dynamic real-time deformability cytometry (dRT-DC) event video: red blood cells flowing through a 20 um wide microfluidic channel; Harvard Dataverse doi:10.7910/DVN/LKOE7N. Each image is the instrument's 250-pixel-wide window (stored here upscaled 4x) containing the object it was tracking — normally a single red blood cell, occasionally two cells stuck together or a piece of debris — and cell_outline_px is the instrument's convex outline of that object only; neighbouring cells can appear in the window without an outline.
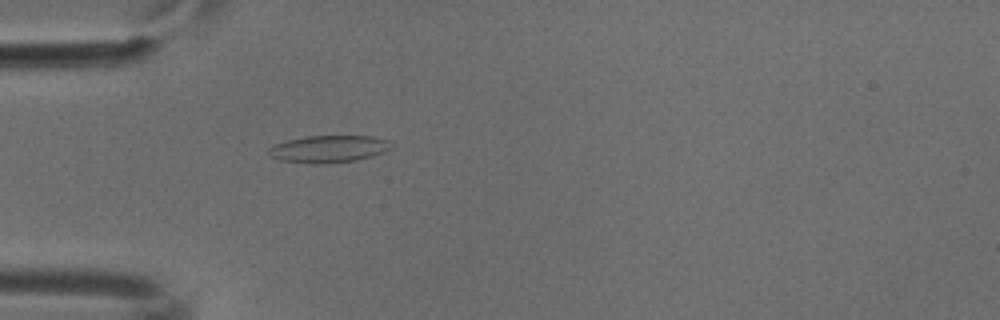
{"species": "common noctule bat (a hibernating species)", "species_latin": "Nyctalus noctula", "temperature_condition": "cold", "stored_images_in_passage": 53, "camera_frame_rate_fps": 3000, "um_per_image_px": 0.085, "animal": {"sex": "male", "body_mass_g": 18.8}, "frame": {"image": 1, "passage_image": 16, "time_ms": 5.0, "image_size_px": [1000, 320], "cell_outline_px": [[392, 148], [384, 152], [372, 156], [356, 160], [324, 164], [312, 164], [280, 160], [268, 156], [268, 148], [272, 144], [304, 136], [372, 136], [392, 140]], "centroid_in_image_um": [27.93, 12.66], "position_along_channel_um": 57.1, "area_um2": 19.77}}
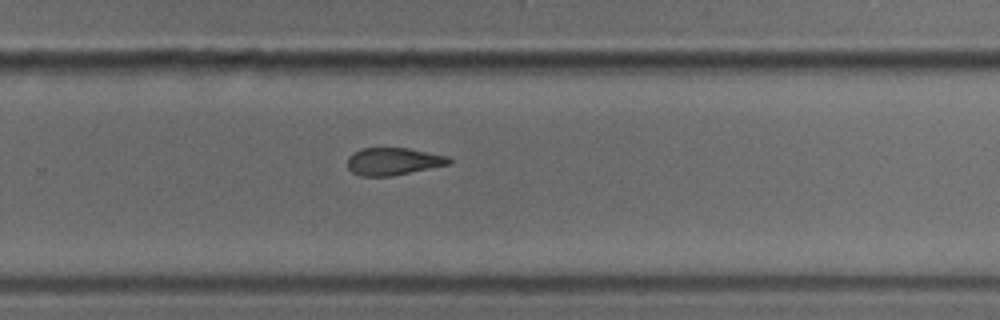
{"frame": {"image": 2, "passage_image": 35, "time_ms": 11.333, "image_size_px": [1000, 320], "cell_outline_px": [[452, 164], [392, 176], [360, 176], [352, 172], [348, 168], [348, 156], [352, 152], [360, 148], [408, 148], [448, 156], [452, 160]], "centroid_in_image_um": [33.43, 13.72], "position_along_channel_um": 296.4, "area_um2": 16.42}}
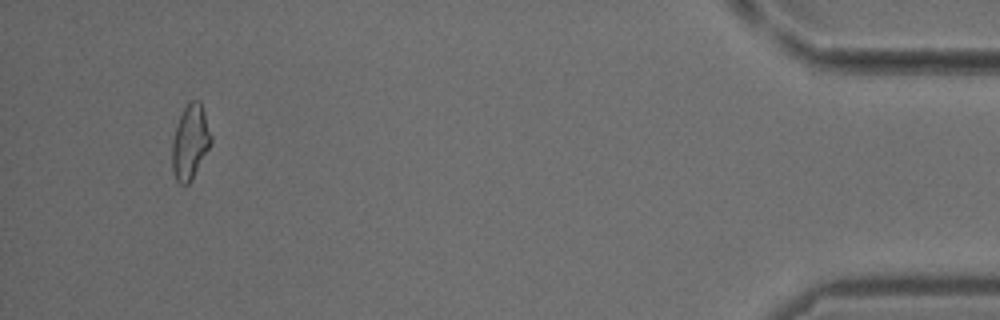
{"frame": {"image": 3, "passage_image": 50, "time_ms": 16.333, "image_size_px": [1000, 320], "cell_outline_px": [[212, 144], [192, 180], [188, 184], [180, 184], [176, 180], [172, 172], [172, 140], [180, 116], [184, 108], [192, 100], [200, 100], [212, 136]], "centroid_in_image_um": [16.18, 12.11], "position_along_channel_um": 419.0, "area_um2": 16.99}}